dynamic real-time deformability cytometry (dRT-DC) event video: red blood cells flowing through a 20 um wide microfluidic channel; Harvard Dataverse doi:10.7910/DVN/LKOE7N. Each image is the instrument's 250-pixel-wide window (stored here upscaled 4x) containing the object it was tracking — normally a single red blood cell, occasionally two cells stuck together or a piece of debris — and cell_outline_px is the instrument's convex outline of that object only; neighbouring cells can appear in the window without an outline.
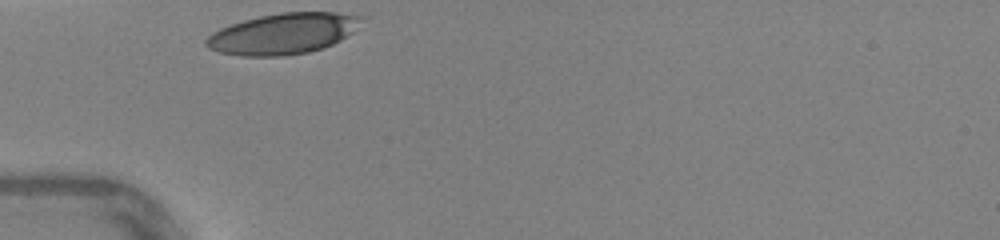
{"species": "human", "species_latin": "Homo sapiens", "temperature_condition": "warm", "stored_images_in_passage": 24, "camera_frame_rate_fps": 3000, "um_per_image_px": 0.085, "donor": {"sex": "female"}, "frame": {"image": 1, "passage_image": 1, "time_ms": 0.0, "image_size_px": [1000, 240], "cell_outline_px": [[368, 16], [352, 32], [340, 40], [324, 48], [308, 52], [280, 56], [240, 56], [220, 52], [208, 48], [204, 44], [204, 40], [212, 32], [220, 28], [244, 20], [260, 16], [280, 12], [336, 12]], "centroid_in_image_um": [24.08, 2.85], "position_along_channel_um": 60.9, "area_um2": 37.17}}
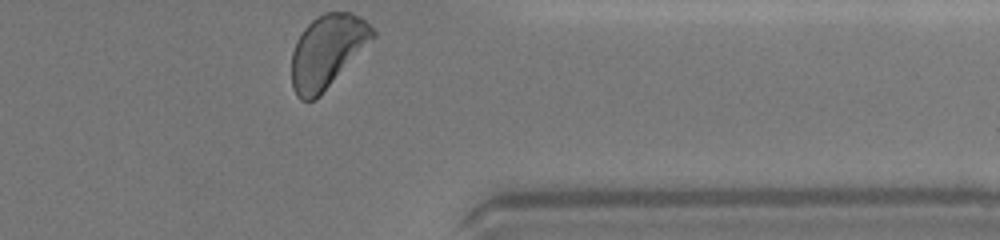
{"frame": {"image": 2, "passage_image": 24, "time_ms": 7.667, "image_size_px": [1000, 240], "cell_outline_px": [[376, 36], [320, 96], [316, 100], [300, 100], [296, 96], [292, 88], [292, 52], [296, 40], [304, 28], [312, 20], [324, 12], [352, 12], [360, 16], [376, 28]], "centroid_in_image_um": [27.83, 4.35], "position_along_channel_um": 383.6, "area_um2": 34.74}, "authors_computed_cell_mechanics": {"area_um2": 35.8071, "velocity_mm_per_s": 4.3424, "shape_relaxation_time_tau1_ms": 2.2149, "shape_relaxation_time_tau2_ms": 0.803, "deformation_change_tau1": 0.0898, "deformation_change_tau2": 0.0464}}